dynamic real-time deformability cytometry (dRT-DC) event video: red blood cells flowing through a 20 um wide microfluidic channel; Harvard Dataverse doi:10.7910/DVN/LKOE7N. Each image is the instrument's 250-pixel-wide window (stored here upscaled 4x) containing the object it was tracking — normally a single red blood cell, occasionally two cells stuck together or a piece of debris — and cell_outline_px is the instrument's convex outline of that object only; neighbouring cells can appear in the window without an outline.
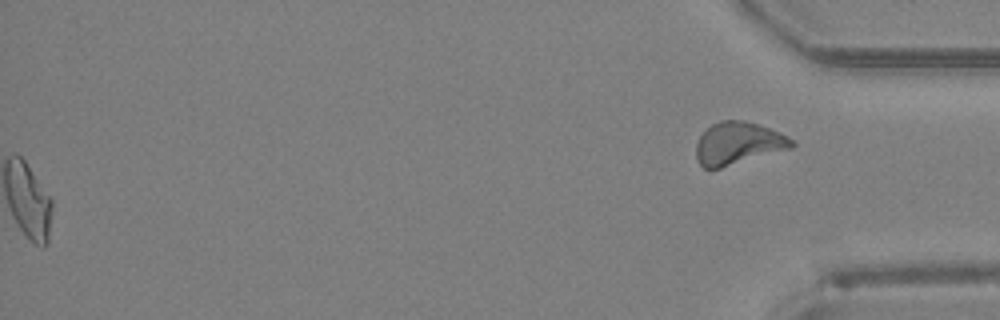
{"species": "Egyptian fruit bat (a non-hibernating species)", "species_latin": "Rousettus aegyptiacus", "temperature_condition": "room temperature", "stored_images_in_passage": 37, "segment_of_instrument_passage": [2, 2], "camera_frame_rate_fps": 3000, "um_per_image_px": 0.085, "animal": {"sex": "female"}, "frame": {"image": 1, "passage_image": 37, "time_ms": 12.0, "image_size_px": [1000, 320], "cell_outline_px": [[796, 144], [792, 148], [720, 168], [704, 168], [696, 160], [696, 144], [700, 136], [712, 124], [720, 120], [744, 120], [780, 132], [796, 140]], "centroid_in_image_um": [62.76, 12.18], "position_along_channel_um": 372.4, "area_um2": 23.64}}